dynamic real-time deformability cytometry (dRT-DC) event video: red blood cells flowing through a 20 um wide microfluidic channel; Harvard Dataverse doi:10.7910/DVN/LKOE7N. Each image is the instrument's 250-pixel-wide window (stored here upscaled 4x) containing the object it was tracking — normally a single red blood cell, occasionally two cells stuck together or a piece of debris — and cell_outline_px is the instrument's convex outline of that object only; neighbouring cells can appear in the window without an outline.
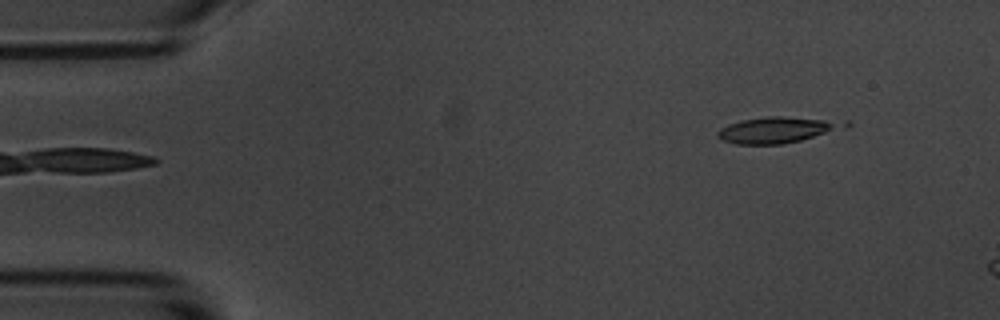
{"species": "common noctule bat (a hibernating species)", "species_latin": "Nyctalus noctula", "temperature_condition": "room temperature", "stored_images_in_passage": 4, "camera_frame_rate_fps": 3000, "um_per_image_px": 0.085, "animal": {"sex": "male", "body_mass_g": 20.1, "forearm_length_mm": 53.5}, "frame": {"image": 1, "passage_image": 4, "time_ms": 3.667, "image_size_px": [1000, 320], "cell_outline_px": [[832, 128], [824, 132], [800, 140], [784, 144], [736, 144], [720, 140], [716, 136], [716, 132], [720, 128], [728, 124], [740, 120], [768, 116], [780, 116], [824, 120], [832, 124]], "centroid_in_image_um": [65.59, 11.07], "position_along_channel_um": 19.4, "area_um2": 17.74}}